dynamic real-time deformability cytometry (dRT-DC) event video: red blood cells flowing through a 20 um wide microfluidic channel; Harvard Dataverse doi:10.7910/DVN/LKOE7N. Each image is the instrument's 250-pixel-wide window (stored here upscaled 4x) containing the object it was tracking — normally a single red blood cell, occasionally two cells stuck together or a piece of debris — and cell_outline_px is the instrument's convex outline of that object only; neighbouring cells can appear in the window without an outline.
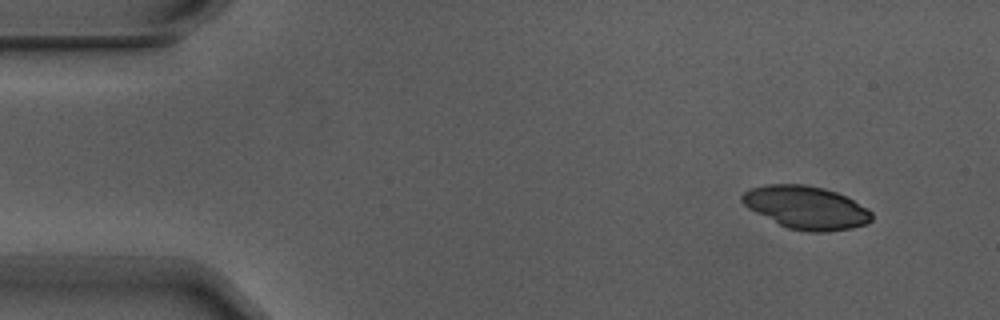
{"species": "Egyptian fruit bat (a non-hibernating species)", "species_latin": "Rousettus aegyptiacus", "temperature_condition": "warm", "stored_images_in_passage": 5, "camera_frame_rate_fps": 3000, "um_per_image_px": 0.085, "animal": {"sex": "male"}, "frame": {"image": 1, "passage_image": 2, "time_ms": 0.333, "image_size_px": [1000, 320], "cell_outline_px": [[872, 220], [864, 224], [852, 228], [824, 232], [808, 232], [788, 228], [748, 208], [740, 200], [740, 196], [744, 192], [752, 188], [768, 184], [804, 184], [824, 188], [836, 192], [868, 208], [872, 212]], "centroid_in_image_um": [68.52, 17.63], "position_along_channel_um": 16.5, "area_um2": 32.19}}